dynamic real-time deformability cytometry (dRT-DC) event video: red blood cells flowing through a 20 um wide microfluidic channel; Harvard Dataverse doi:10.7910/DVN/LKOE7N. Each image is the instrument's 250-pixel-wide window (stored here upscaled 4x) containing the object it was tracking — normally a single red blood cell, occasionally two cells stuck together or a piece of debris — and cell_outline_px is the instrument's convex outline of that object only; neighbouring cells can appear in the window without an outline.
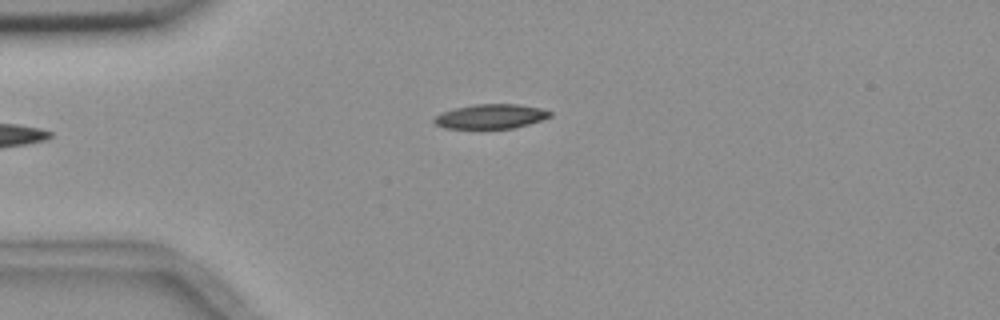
{"species": "common noctule bat (a hibernating species)", "species_latin": "Nyctalus noctula", "temperature_condition": "room temperature", "stored_images_in_passage": 3, "camera_frame_rate_fps": 3000, "um_per_image_px": 0.085, "animal": {"sex": "female", "body_mass_g": 18.4}, "frame": {"image": 1, "passage_image": 1, "time_ms": 0.0, "image_size_px": [1000, 320], "cell_outline_px": [[552, 116], [528, 124], [512, 128], [444, 128], [436, 124], [432, 120], [436, 116], [444, 112], [456, 108], [476, 104], [516, 104], [540, 108], [552, 112]], "centroid_in_image_um": [41.73, 9.89], "position_along_channel_um": 43.3, "area_um2": 16.24}}